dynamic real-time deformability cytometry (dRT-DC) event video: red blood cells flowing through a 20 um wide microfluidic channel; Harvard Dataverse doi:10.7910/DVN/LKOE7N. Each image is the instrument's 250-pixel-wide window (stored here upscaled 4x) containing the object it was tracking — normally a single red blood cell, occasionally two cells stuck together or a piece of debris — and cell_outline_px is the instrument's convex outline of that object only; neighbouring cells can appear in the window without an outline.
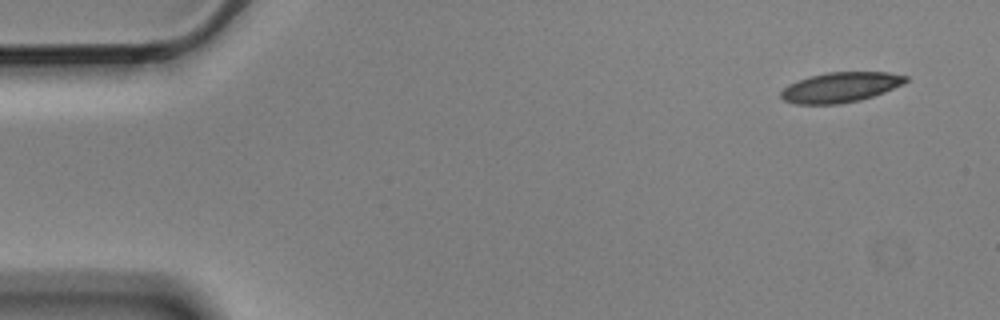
{"species": "Egyptian fruit bat (a non-hibernating species)", "species_latin": "Rousettus aegyptiacus", "temperature_condition": "cold", "stored_images_in_passage": 10, "camera_frame_rate_fps": 3000, "um_per_image_px": 0.085, "animal": {"sex": "male"}, "frame": {"image": 1, "passage_image": 1, "time_ms": 0.0, "image_size_px": [1000, 320], "cell_outline_px": [[908, 80], [904, 84], [884, 92], [860, 100], [840, 104], [796, 104], [784, 100], [780, 96], [780, 92], [788, 84], [808, 76], [828, 72], [888, 72], [908, 76]], "centroid_in_image_um": [71.44, 7.41], "position_along_channel_um": 13.6, "area_um2": 21.96}}
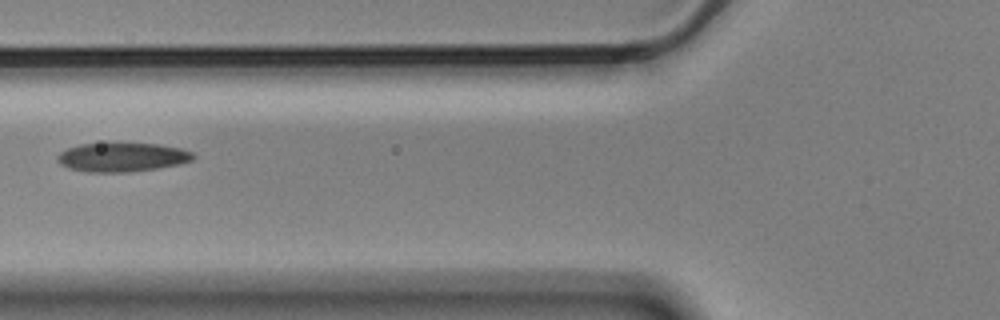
{"frame": {"image": 2, "passage_image": 6, "time_ms": 1.667, "image_size_px": [1000, 320], "cell_outline_px": [[196, 156], [192, 160], [180, 164], [156, 168], [128, 172], [88, 172], [68, 168], [60, 164], [56, 160], [56, 156], [60, 152], [68, 148], [80, 144], [160, 144], [180, 148], [192, 152]], "centroid_in_image_um": [10.37, 13.37], "position_along_channel_um": 115.4, "area_um2": 22.77}}
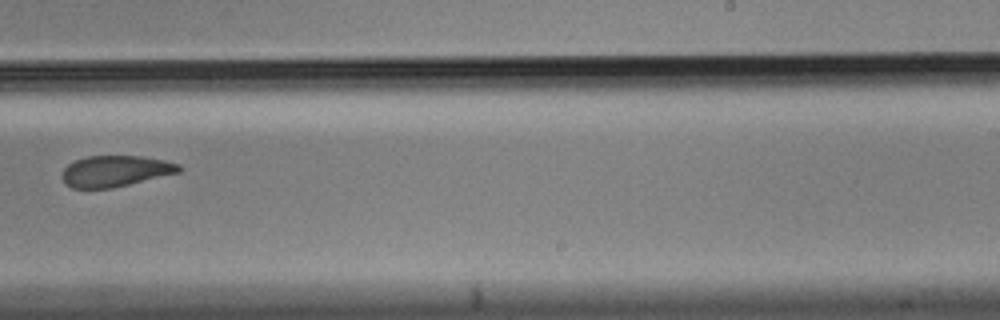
{"frame": {"image": 3, "passage_image": 10, "time_ms": 3.0, "image_size_px": [1000, 320], "cell_outline_px": [[184, 168], [180, 172], [112, 188], [72, 188], [64, 184], [64, 168], [68, 164], [76, 160], [88, 156], [144, 156], [164, 160], [180, 164]], "centroid_in_image_um": [9.85, 14.54], "position_along_channel_um": 279.2, "area_um2": 21.1}}